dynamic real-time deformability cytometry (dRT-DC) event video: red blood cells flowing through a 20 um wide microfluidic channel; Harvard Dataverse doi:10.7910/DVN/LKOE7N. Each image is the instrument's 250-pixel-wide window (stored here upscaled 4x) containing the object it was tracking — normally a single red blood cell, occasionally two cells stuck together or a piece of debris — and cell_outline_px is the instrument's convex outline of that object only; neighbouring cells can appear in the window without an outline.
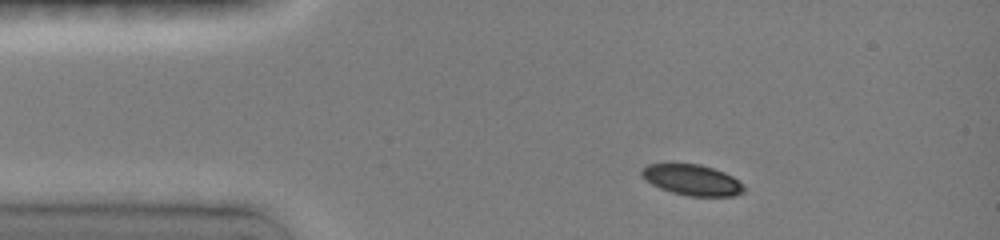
{"species": "common noctule bat (a hibernating species)", "species_latin": "Nyctalus noctula", "temperature_condition": "room temperature", "stored_images_in_passage": 5, "camera_frame_rate_fps": 3000, "um_per_image_px": 0.085, "animal": {"sex": "female", "body_mass_g": 19.0, "forearm_length_mm": 51.5}, "frame": {"image": 1, "passage_image": 1, "time_ms": 0.0, "image_size_px": [1000, 240], "cell_outline_px": [[744, 192], [736, 196], [688, 196], [672, 192], [660, 188], [652, 184], [640, 176], [640, 172], [648, 164], [700, 164], [724, 172], [732, 176], [744, 184]], "centroid_in_image_um": [58.85, 15.3], "position_along_channel_um": 26.2, "area_um2": 18.32}}
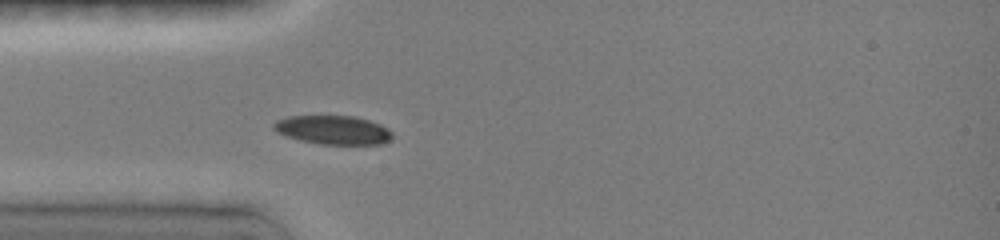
{"frame": {"image": 2, "passage_image": 5, "time_ms": 2.0, "image_size_px": [1000, 240], "cell_outline_px": [[392, 140], [380, 144], [320, 144], [300, 140], [276, 132], [272, 128], [272, 124], [276, 120], [288, 116], [356, 116], [380, 124], [388, 128], [392, 132]], "centroid_in_image_um": [28.32, 11.04], "position_along_channel_um": 56.7, "area_um2": 20.0}}